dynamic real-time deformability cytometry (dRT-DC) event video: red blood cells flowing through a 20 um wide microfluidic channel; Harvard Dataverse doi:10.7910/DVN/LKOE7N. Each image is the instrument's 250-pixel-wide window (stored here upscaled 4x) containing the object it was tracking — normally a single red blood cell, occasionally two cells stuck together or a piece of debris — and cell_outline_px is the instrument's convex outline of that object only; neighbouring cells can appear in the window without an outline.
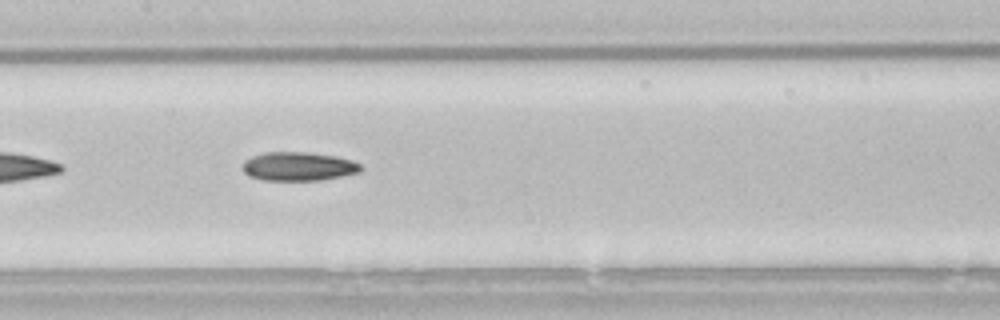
{"species": "common noctule bat (a hibernating species)", "species_latin": "Nyctalus noctula", "temperature_condition": "room temperature", "stored_images_in_passage": 15, "camera_frame_rate_fps": 3000, "um_per_image_px": 0.085, "animal": {"sex": "male", "body_mass_g": 21.5, "forearm_length_mm": 52.0}, "frame": {"image": 1, "passage_image": 11, "time_ms": 3.333, "image_size_px": [1000, 320], "cell_outline_px": [[360, 172], [320, 180], [264, 180], [248, 176], [244, 172], [244, 160], [252, 156], [264, 152], [304, 152], [336, 156], [352, 160], [360, 164]], "centroid_in_image_um": [25.34, 14.14], "position_along_channel_um": 182.1, "area_um2": 19.65}}